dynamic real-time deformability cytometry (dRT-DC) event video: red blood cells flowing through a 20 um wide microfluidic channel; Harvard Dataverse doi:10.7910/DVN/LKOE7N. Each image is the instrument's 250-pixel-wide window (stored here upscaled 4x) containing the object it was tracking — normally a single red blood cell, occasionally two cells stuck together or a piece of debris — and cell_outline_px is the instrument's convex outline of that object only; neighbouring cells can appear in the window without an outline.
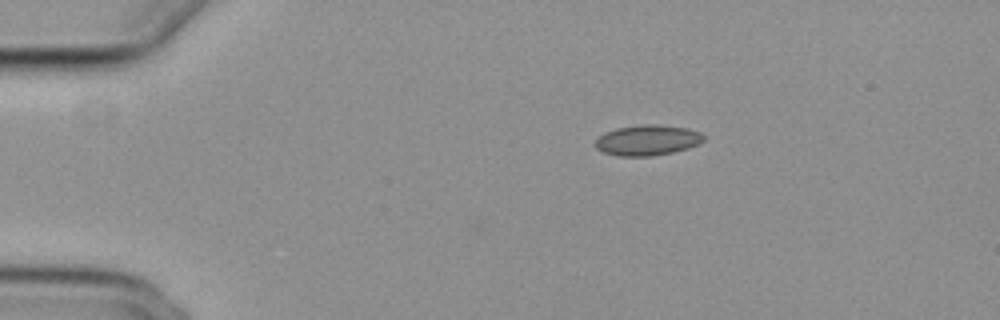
{"species": "common noctule bat (a hibernating species)", "species_latin": "Nyctalus noctula", "temperature_condition": "cold", "stored_images_in_passage": 7, "camera_frame_rate_fps": 3000, "um_per_image_px": 0.085, "animal": {"sex": "female", "body_mass_g": 29.2, "forearm_length_mm": 56.3}, "frame": {"image": 1, "passage_image": 1, "time_ms": 0.0, "image_size_px": [1000, 320], "cell_outline_px": [[704, 140], [700, 144], [688, 148], [672, 152], [652, 156], [620, 156], [604, 152], [596, 148], [596, 140], [604, 132], [616, 128], [644, 124], [656, 124], [688, 128], [700, 132], [704, 136]], "centroid_in_image_um": [55.06, 11.91], "position_along_channel_um": 29.9, "area_um2": 19.25}}